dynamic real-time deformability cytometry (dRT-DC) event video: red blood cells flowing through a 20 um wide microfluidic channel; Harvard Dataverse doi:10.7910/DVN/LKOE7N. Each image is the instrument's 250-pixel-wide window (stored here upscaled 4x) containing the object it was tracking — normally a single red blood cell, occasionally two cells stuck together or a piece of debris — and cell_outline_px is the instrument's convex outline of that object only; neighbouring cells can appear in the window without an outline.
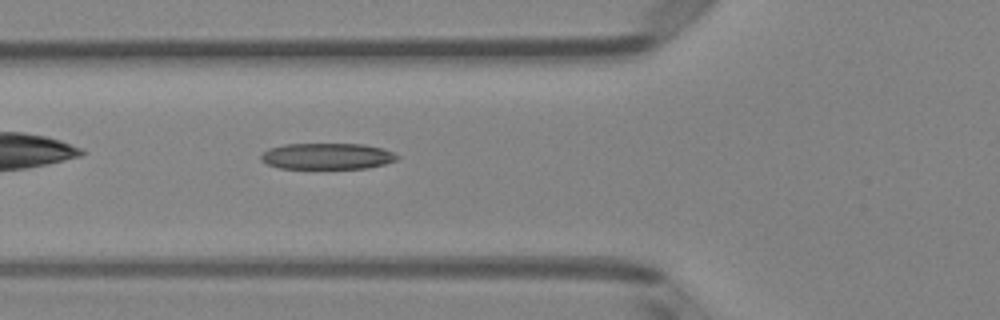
{"species": "Egyptian fruit bat (a non-hibernating species)", "species_latin": "Rousettus aegyptiacus", "temperature_condition": "room temperature", "stored_images_in_passage": 32, "camera_frame_rate_fps": 3000, "um_per_image_px": 0.085, "animal": {"sex": "female"}, "frame": {"image": 1, "passage_image": 4, "time_ms": 1.0, "image_size_px": [1000, 320], "cell_outline_px": [[400, 156], [396, 160], [384, 164], [368, 168], [280, 168], [268, 164], [260, 160], [260, 156], [268, 148], [284, 144], [364, 144], [384, 148]], "centroid_in_image_um": [27.81, 13.27], "position_along_channel_um": 98.0, "area_um2": 20.81}}
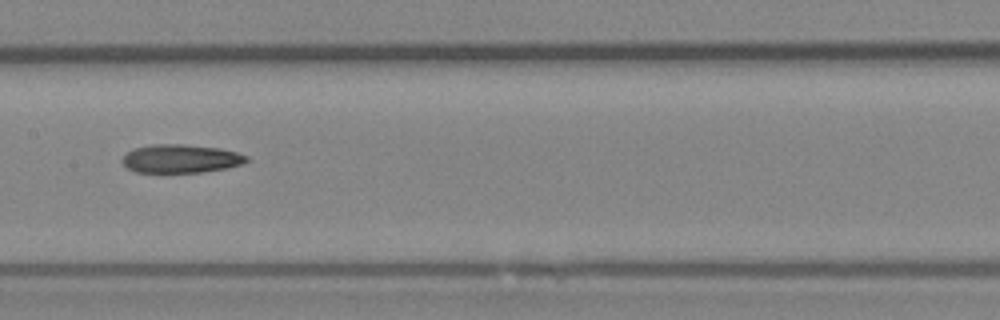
{"frame": {"image": 2, "passage_image": 11, "time_ms": 3.333, "image_size_px": [1000, 320], "cell_outline_px": [[248, 160], [240, 164], [228, 168], [200, 172], [136, 172], [128, 168], [120, 160], [128, 152], [136, 148], [152, 144], [184, 144], [220, 148], [236, 152], [248, 156]], "centroid_in_image_um": [15.37, 13.48], "position_along_channel_um": 192.0, "area_um2": 20.46}}
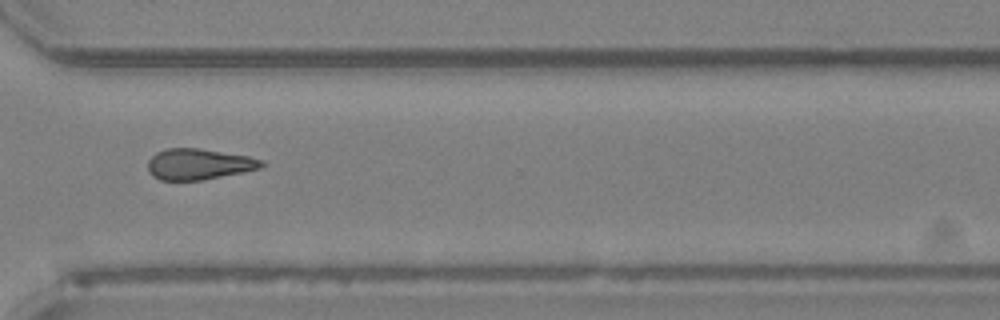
{"frame": {"image": 3, "passage_image": 23, "time_ms": 7.333, "image_size_px": [1000, 320], "cell_outline_px": [[268, 164], [260, 168], [244, 172], [204, 180], [160, 180], [152, 176], [148, 172], [148, 160], [156, 152], [168, 148], [196, 148], [248, 156], [264, 160]], "centroid_in_image_um": [16.91, 13.96], "position_along_channel_um": 353.7, "area_um2": 20.63}, "authors_computed_cell_mechanics": {"area_um2": 20.4901, "velocity_mm_per_s": 4.0262, "shape_relaxation_time_tau1_ms": 4.8255, "shape_relaxation_time_tau2_ms": null, "deformation_change_tau1": 0.1254, "deformation_change_tau2": null}}